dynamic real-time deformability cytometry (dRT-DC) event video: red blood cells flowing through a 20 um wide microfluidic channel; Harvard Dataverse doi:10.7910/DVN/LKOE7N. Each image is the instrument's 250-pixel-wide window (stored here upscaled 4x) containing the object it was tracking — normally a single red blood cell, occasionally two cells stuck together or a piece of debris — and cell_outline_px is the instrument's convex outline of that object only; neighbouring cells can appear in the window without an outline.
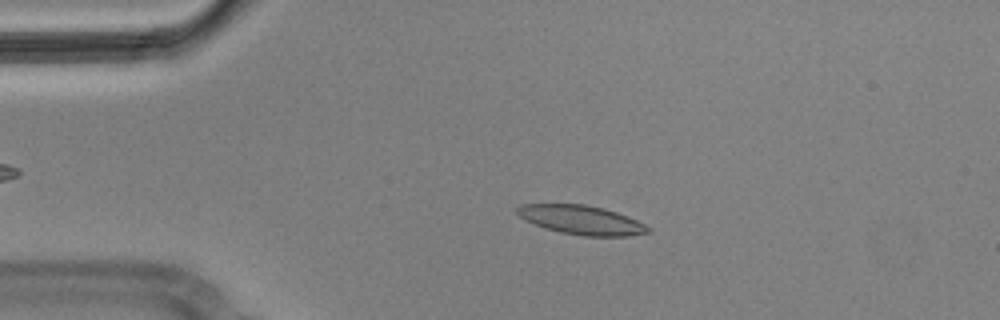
{"species": "Egyptian fruit bat (a non-hibernating species)", "species_latin": "Rousettus aegyptiacus", "temperature_condition": "cold", "stored_images_in_passage": 4, "camera_frame_rate_fps": 3000, "um_per_image_px": 0.085, "animal": {"sex": "male"}, "frame": {"image": 1, "passage_image": 3, "time_ms": 0.667, "image_size_px": [1000, 320], "cell_outline_px": [[652, 232], [628, 236], [584, 236], [560, 232], [544, 228], [524, 220], [516, 212], [516, 208], [520, 204], [584, 204], [604, 208], [616, 212], [636, 220], [652, 228]], "centroid_in_image_um": [49.42, 18.7], "position_along_channel_um": 35.6, "area_um2": 22.25}}